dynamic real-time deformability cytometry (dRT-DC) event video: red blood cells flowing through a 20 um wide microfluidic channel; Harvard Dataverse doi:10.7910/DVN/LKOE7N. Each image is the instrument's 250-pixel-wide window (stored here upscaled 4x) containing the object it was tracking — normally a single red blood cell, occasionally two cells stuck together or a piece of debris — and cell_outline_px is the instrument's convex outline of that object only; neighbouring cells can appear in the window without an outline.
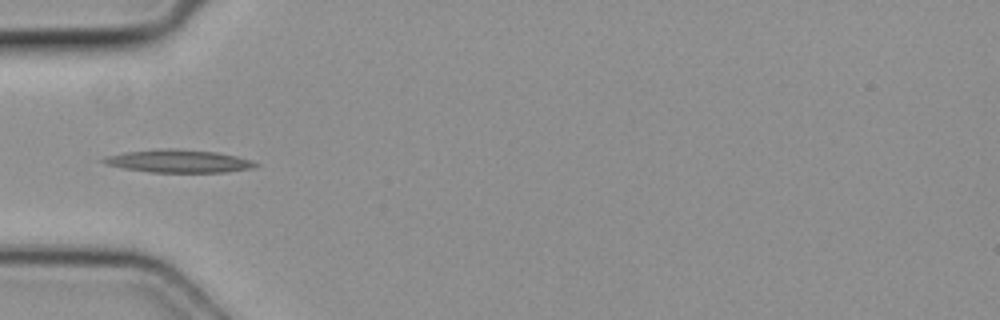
{"species": "common noctule bat (a hibernating species)", "species_latin": "Nyctalus noctula", "temperature_condition": "cold", "stored_images_in_passage": 6, "camera_frame_rate_fps": 3000, "um_per_image_px": 0.085, "animal": {"sex": "female", "body_mass_g": 19.3, "forearm_length_mm": 54.1}, "frame": {"image": 1, "passage_image": 5, "time_ms": 1.333, "image_size_px": [1000, 320], "cell_outline_px": [[260, 164], [256, 168], [228, 172], [148, 172], [124, 168], [104, 164], [100, 160], [104, 156], [124, 152], [160, 148], [176, 148], [216, 152], [236, 156]], "centroid_in_image_um": [15.14, 13.69], "position_along_channel_um": 69.9, "area_um2": 20.46}}